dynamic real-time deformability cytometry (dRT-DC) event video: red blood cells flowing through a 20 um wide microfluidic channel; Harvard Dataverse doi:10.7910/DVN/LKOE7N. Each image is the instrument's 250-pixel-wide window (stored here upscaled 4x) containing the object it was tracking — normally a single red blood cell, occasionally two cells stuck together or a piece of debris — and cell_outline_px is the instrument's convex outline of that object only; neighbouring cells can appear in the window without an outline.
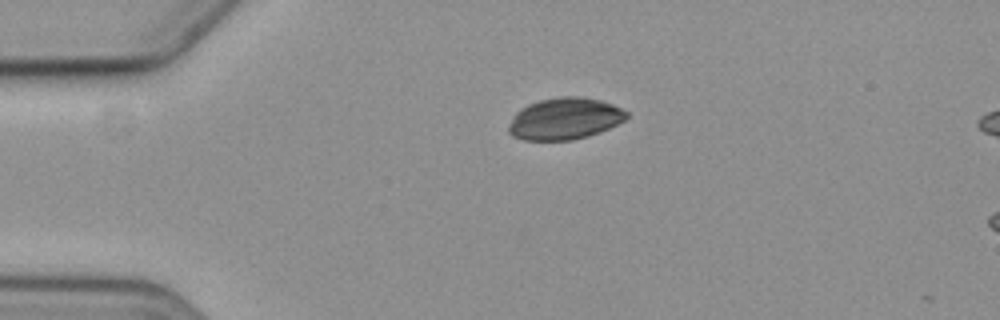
{"species": "common noctule bat (a hibernating species)", "species_latin": "Nyctalus noctula", "temperature_condition": "cold", "stored_images_in_passage": 2, "camera_frame_rate_fps": 3000, "um_per_image_px": 0.085, "animal": {"sex": "female", "body_mass_g": 19.3, "forearm_length_mm": 54.1}, "frame": {"image": 1, "passage_image": 2, "time_ms": 1.333, "image_size_px": [1000, 320], "cell_outline_px": [[628, 116], [624, 120], [600, 132], [588, 136], [572, 140], [524, 140], [512, 136], [508, 132], [508, 128], [512, 116], [520, 108], [528, 104], [540, 100], [560, 96], [580, 96], [600, 100], [612, 104], [628, 112]], "centroid_in_image_um": [47.97, 10.09], "position_along_channel_um": 37.0, "area_um2": 28.73}}